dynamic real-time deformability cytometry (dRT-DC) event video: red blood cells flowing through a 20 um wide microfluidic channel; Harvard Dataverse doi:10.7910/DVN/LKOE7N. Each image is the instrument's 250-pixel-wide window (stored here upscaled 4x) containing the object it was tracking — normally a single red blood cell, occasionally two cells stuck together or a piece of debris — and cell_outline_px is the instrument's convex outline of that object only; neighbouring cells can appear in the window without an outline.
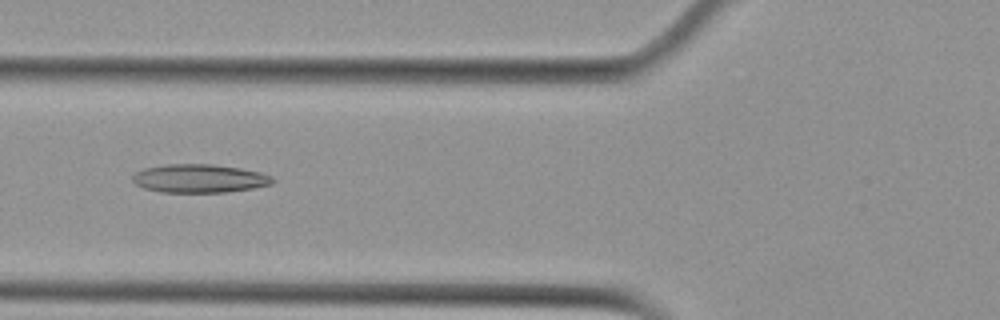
{"species": "Egyptian fruit bat (a non-hibernating species)", "species_latin": "Rousettus aegyptiacus", "temperature_condition": "cold", "stored_images_in_passage": 39, "camera_frame_rate_fps": 3000, "um_per_image_px": 0.085, "animal": {"sex": "female"}, "frame": {"image": 1, "passage_image": 12, "time_ms": 3.667, "image_size_px": [1000, 320], "cell_outline_px": [[276, 180], [272, 184], [252, 188], [228, 192], [160, 192], [144, 188], [136, 184], [132, 180], [132, 176], [136, 172], [144, 168], [164, 164], [212, 164], [240, 168], [260, 172], [272, 176]], "centroid_in_image_um": [16.95, 15.16], "position_along_channel_um": 108.8, "area_um2": 23.29}}
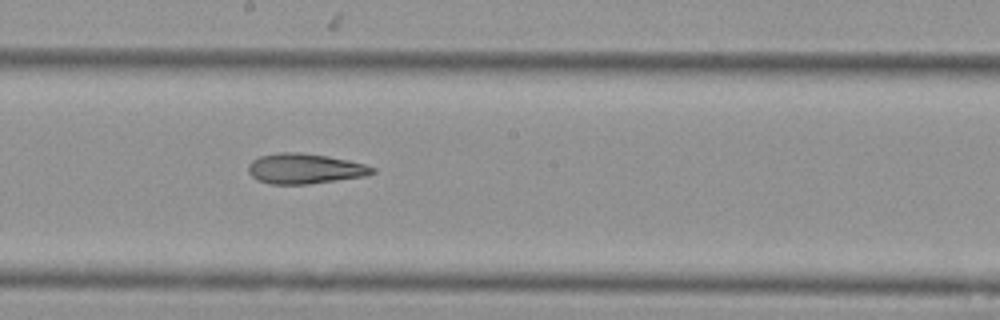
{"frame": {"image": 2, "passage_image": 21, "time_ms": 6.667, "image_size_px": [1000, 320], "cell_outline_px": [[376, 172], [368, 176], [308, 184], [272, 184], [256, 180], [248, 172], [248, 164], [252, 160], [260, 156], [280, 152], [300, 152], [328, 156], [348, 160], [364, 164], [376, 168]], "centroid_in_image_um": [25.92, 14.34], "position_along_channel_um": 222.3, "area_um2": 22.02}}
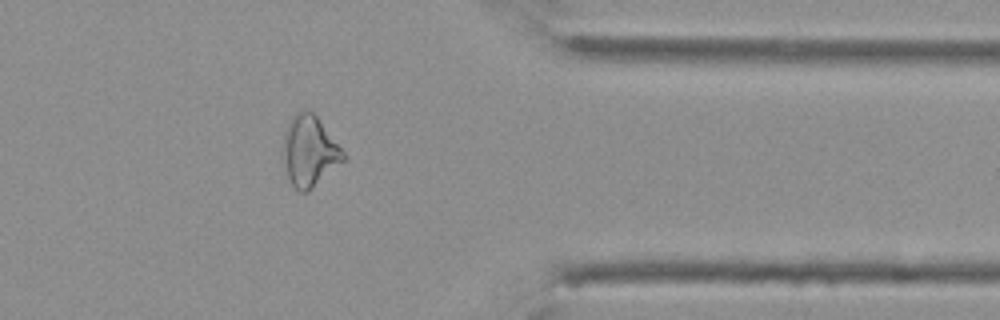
{"frame": {"image": 3, "passage_image": 35, "time_ms": 11.333, "image_size_px": [1000, 320], "cell_outline_px": [[344, 160], [308, 192], [300, 192], [292, 184], [288, 176], [284, 160], [284, 132], [292, 116], [300, 112], [312, 112], [316, 116], [344, 152]], "centroid_in_image_um": [26.3, 12.87], "position_along_channel_um": 385.1, "area_um2": 23.93}, "authors_computed_cell_mechanics": {"area_um2": 22.1952, "velocity_mm_per_s": 3.7773, "shape_relaxation_time_tau1_ms": null, "shape_relaxation_time_tau2_ms": 7.8377, "deformation_change_tau1": null, "deformation_change_tau2": 0.1957}}